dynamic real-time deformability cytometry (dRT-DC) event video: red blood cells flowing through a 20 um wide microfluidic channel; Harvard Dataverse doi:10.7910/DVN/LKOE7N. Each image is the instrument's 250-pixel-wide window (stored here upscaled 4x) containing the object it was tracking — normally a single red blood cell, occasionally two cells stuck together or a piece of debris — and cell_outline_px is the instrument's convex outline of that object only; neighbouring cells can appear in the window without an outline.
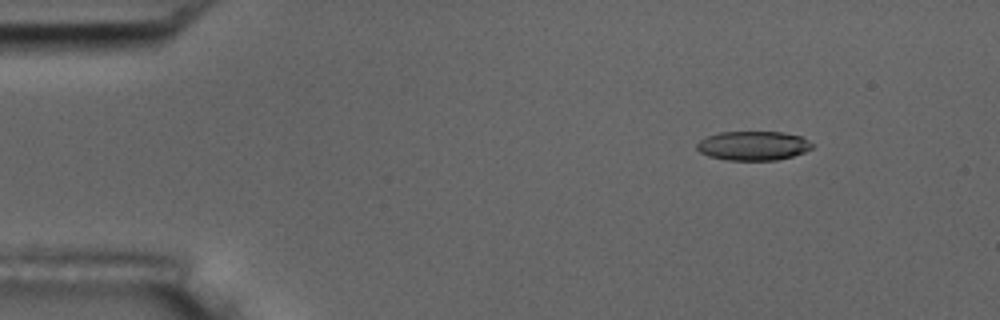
{"species": "common noctule bat (a hibernating species)", "species_latin": "Nyctalus noctula", "temperature_condition": "room temperature", "stored_images_in_passage": 5, "camera_frame_rate_fps": 3000, "um_per_image_px": 0.085, "animal": {"sex": "male", "body_mass_g": 17.5, "forearm_length_mm": 52.3}, "frame": {"image": 1, "passage_image": 2, "time_ms": 2.0, "image_size_px": [1000, 320], "cell_outline_px": [[812, 148], [804, 152], [792, 156], [776, 160], [728, 160], [708, 156], [700, 152], [696, 148], [696, 144], [700, 140], [708, 136], [720, 132], [784, 132], [800, 136], [808, 140], [812, 144]], "centroid_in_image_um": [64.01, 12.38], "position_along_channel_um": 21.0, "area_um2": 19.54}}
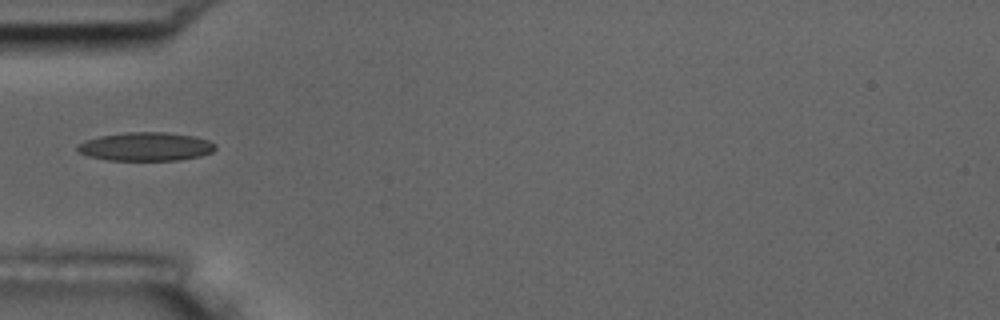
{"frame": {"image": 2, "passage_image": 5, "time_ms": 5.667, "image_size_px": [1000, 320], "cell_outline_px": [[216, 148], [212, 152], [200, 156], [180, 160], [108, 160], [88, 156], [80, 152], [76, 148], [76, 144], [84, 140], [100, 136], [128, 132], [164, 132], [192, 136], [208, 140], [216, 144]], "centroid_in_image_um": [12.38, 12.46], "position_along_channel_um": 72.6, "area_um2": 22.95}}